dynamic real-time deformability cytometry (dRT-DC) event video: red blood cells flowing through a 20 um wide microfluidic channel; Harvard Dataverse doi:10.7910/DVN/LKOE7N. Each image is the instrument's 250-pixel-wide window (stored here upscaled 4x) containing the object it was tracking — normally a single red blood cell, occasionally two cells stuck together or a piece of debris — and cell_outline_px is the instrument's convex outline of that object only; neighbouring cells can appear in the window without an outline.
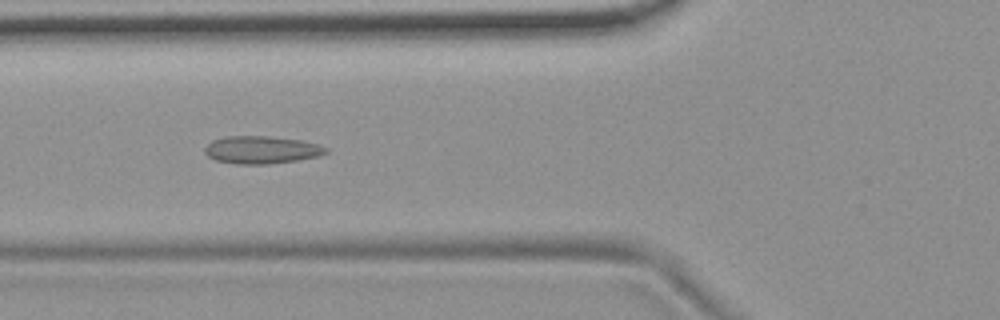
{"species": "common noctule bat (a hibernating species)", "species_latin": "Nyctalus noctula", "temperature_condition": "room temperature", "stored_images_in_passage": 54, "camera_frame_rate_fps": 3000, "um_per_image_px": 0.085, "animal": {"sex": "female", "body_mass_g": 19.9}, "frame": {"image": 1, "passage_image": 20, "time_ms": 6.333, "image_size_px": [1000, 320], "cell_outline_px": [[328, 152], [320, 156], [296, 160], [268, 164], [236, 164], [216, 160], [208, 156], [204, 152], [204, 148], [212, 140], [224, 136], [268, 136], [300, 140], [316, 144], [328, 148]], "centroid_in_image_um": [22.21, 12.73], "position_along_channel_um": 103.6, "area_um2": 19.48}}
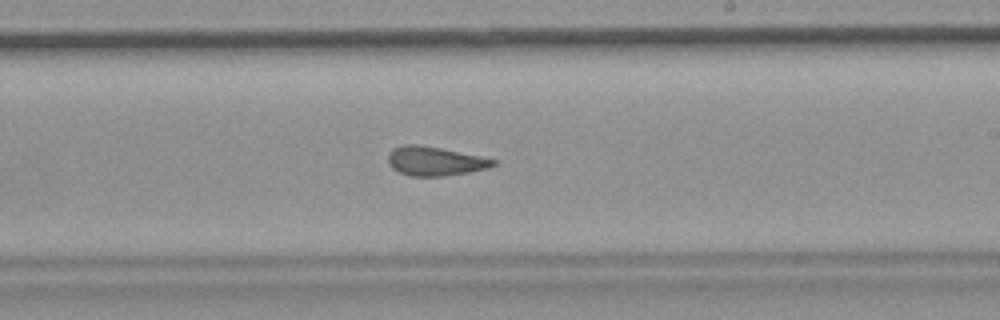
{"frame": {"image": 2, "passage_image": 32, "time_ms": 10.333, "image_size_px": [1000, 320], "cell_outline_px": [[496, 164], [488, 168], [468, 172], [444, 176], [408, 176], [392, 168], [388, 164], [388, 152], [392, 148], [404, 144], [416, 144], [440, 148], [480, 156], [496, 160]], "centroid_in_image_um": [36.92, 13.69], "position_along_channel_um": 252.1, "area_um2": 17.8}}
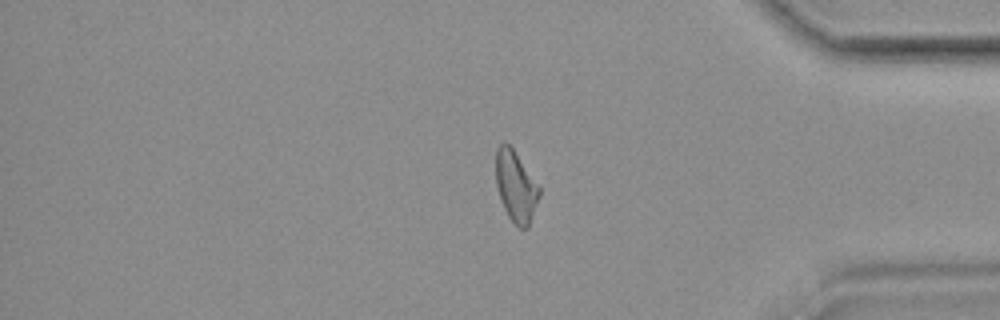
{"frame": {"image": 3, "passage_image": 45, "time_ms": 14.667, "image_size_px": [1000, 320], "cell_outline_px": [[540, 196], [528, 228], [520, 228], [508, 216], [500, 200], [496, 184], [496, 148], [504, 140], [512, 148], [540, 184]], "centroid_in_image_um": [43.86, 15.82], "position_along_channel_um": 391.3, "area_um2": 18.15}, "authors_computed_cell_mechanics": {"area_um2": 18.9584, "velocity_mm_per_s": 3.7196, "shape_relaxation_time_tau1_ms": null, "shape_relaxation_time_tau2_ms": 2.1948, "deformation_change_tau1": null, "deformation_change_tau2": 0.1115}}